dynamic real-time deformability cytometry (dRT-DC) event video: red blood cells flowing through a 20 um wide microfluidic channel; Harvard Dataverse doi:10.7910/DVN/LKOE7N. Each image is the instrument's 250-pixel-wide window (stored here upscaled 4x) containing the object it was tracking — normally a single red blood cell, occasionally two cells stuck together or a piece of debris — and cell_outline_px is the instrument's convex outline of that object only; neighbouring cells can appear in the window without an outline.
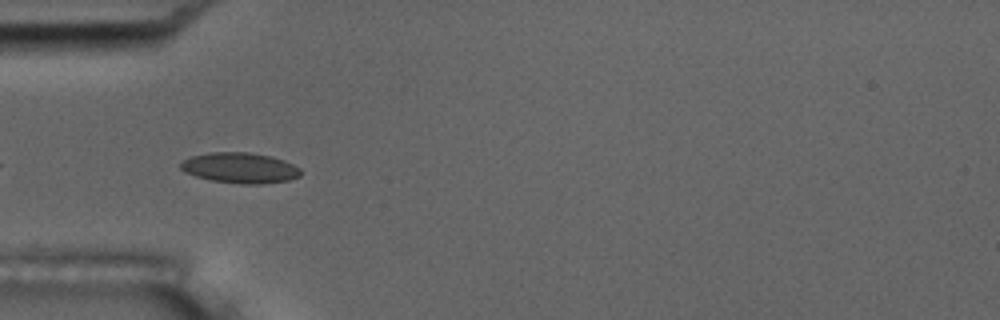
{"species": "common noctule bat (a hibernating species)", "species_latin": "Nyctalus noctula", "temperature_condition": "room temperature", "stored_images_in_passage": 7, "camera_frame_rate_fps": 3000, "um_per_image_px": 0.085, "animal": {"sex": "male", "body_mass_g": 17.5, "forearm_length_mm": 52.3}, "frame": {"image": 1, "passage_image": 3, "time_ms": 0.667, "image_size_px": [1000, 320], "cell_outline_px": [[300, 176], [288, 180], [260, 184], [240, 184], [212, 180], [196, 176], [184, 172], [180, 168], [180, 164], [184, 160], [192, 156], [212, 152], [248, 152], [272, 156], [284, 160], [300, 168]], "centroid_in_image_um": [20.41, 14.27], "position_along_channel_um": 64.6, "area_um2": 21.27}}